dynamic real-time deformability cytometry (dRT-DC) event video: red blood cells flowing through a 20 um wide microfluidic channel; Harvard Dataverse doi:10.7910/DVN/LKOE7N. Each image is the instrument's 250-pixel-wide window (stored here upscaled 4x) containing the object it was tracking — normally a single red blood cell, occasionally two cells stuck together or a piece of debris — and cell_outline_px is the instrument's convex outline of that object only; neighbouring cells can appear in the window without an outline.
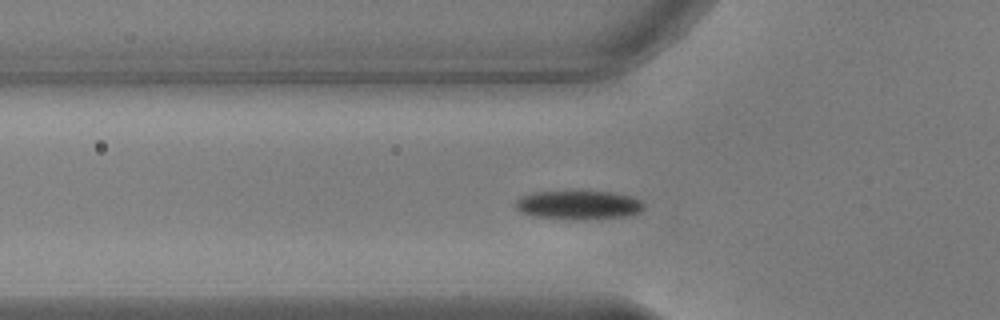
{"species": "common noctule bat (a hibernating species)", "species_latin": "Nyctalus noctula", "temperature_condition": "warm", "stored_images_in_passage": 49, "segment_of_instrument_passage": [1, 2], "camera_frame_rate_fps": 3000, "um_per_image_px": 0.085, "animal": {"sex": "male", "body_mass_g": 17.9, "forearm_length_mm": 54.2}, "frame": {"image": 1, "passage_image": 13, "time_ms": 4.0, "image_size_px": [1000, 320], "cell_outline_px": [[644, 208], [640, 212], [628, 216], [564, 220], [532, 216], [520, 212], [512, 204], [520, 196], [532, 192], [608, 192], [632, 196], [640, 200], [644, 204]], "centroid_in_image_um": [49.11, 17.43], "position_along_channel_um": 76.7, "area_um2": 21.68}}
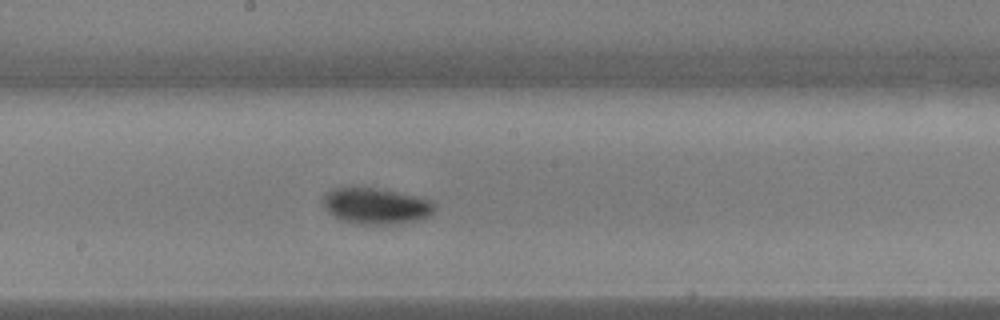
{"frame": {"image": 2, "passage_image": 24, "time_ms": 7.667, "image_size_px": [1000, 320], "cell_outline_px": [[436, 208], [428, 216], [416, 220], [388, 224], [364, 224], [344, 220], [332, 216], [324, 208], [324, 196], [328, 192], [336, 188], [352, 184], [384, 188], [428, 200]], "centroid_in_image_um": [31.89, 17.45], "position_along_channel_um": 216.3, "area_um2": 23.58}}
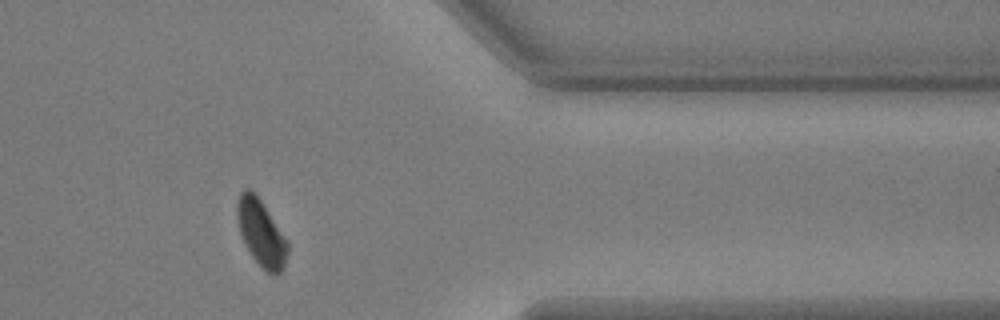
{"frame": {"image": 3, "passage_image": 39, "time_ms": 12.667, "image_size_px": [1000, 320], "cell_outline_px": [[288, 252], [284, 268], [280, 272], [272, 276], [248, 252], [244, 244], [240, 232], [236, 216], [236, 204], [240, 192], [244, 188], [248, 188], [260, 200], [288, 240]], "centroid_in_image_um": [22.19, 19.81], "position_along_channel_um": 389.2, "area_um2": 19.48}}